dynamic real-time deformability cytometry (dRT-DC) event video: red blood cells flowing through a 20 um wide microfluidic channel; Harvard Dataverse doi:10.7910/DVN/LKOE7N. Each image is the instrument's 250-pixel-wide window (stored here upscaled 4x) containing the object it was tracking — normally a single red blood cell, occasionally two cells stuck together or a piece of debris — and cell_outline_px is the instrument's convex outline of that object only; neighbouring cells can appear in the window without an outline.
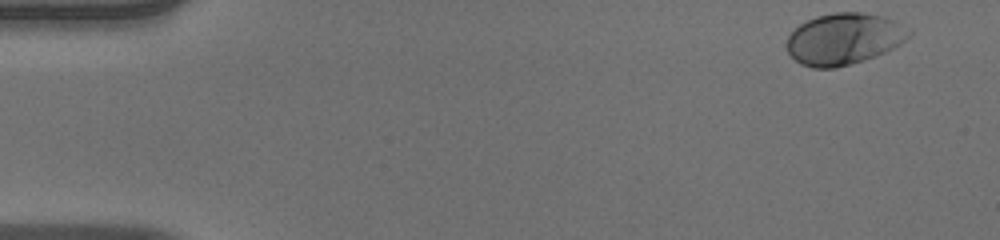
{"species": "human", "species_latin": "Homo sapiens", "temperature_condition": "warm", "stored_images_in_passage": 50, "camera_frame_rate_fps": 3000, "um_per_image_px": 0.085, "donor": {"sex": "male"}, "frame": {"image": 1, "passage_image": 1, "time_ms": 0.0, "image_size_px": [1000, 240], "cell_outline_px": [[912, 36], [900, 44], [876, 56], [864, 60], [836, 68], [812, 68], [800, 64], [788, 52], [784, 44], [788, 36], [800, 24], [816, 16], [836, 12], [860, 12], [884, 16], [912, 28]], "centroid_in_image_um": [71.76, 3.3], "position_along_channel_um": 13.2, "area_um2": 36.99}}
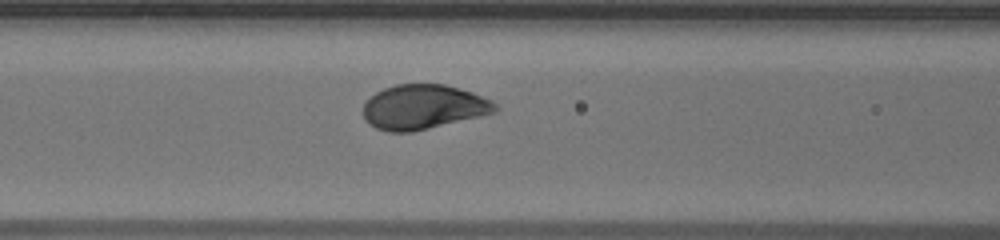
{"frame": {"image": 2, "passage_image": 20, "time_ms": 6.333, "image_size_px": [1000, 240], "cell_outline_px": [[500, 108], [496, 112], [480, 116], [412, 132], [388, 132], [376, 128], [364, 120], [364, 104], [376, 92], [384, 88], [396, 84], [444, 84], [472, 92], [492, 100]], "centroid_in_image_um": [36.0, 9.09], "position_along_channel_um": 130.6, "area_um2": 34.22}}
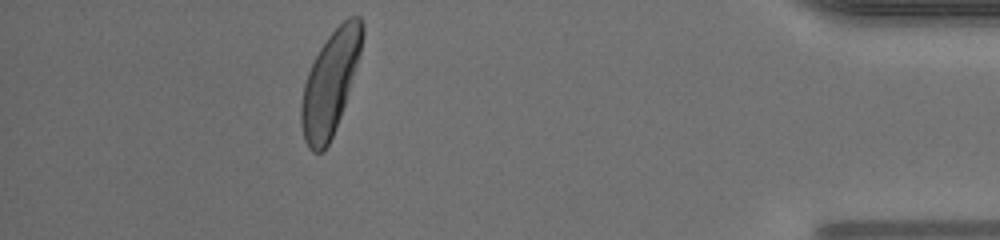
{"frame": {"image": 3, "passage_image": 45, "time_ms": 14.667, "image_size_px": [1000, 240], "cell_outline_px": [[364, 32], [360, 52], [344, 104], [340, 116], [332, 136], [324, 152], [312, 152], [308, 148], [304, 140], [300, 120], [300, 104], [304, 84], [308, 72], [320, 48], [328, 36], [348, 16], [360, 16], [364, 24]], "centroid_in_image_um": [28.04, 7.06], "position_along_channel_um": 407.2, "area_um2": 36.13}, "authors_computed_cell_mechanics": {"area_um2": 35.0846, "velocity_mm_per_s": 3.9075, "shape_relaxation_time_tau1_ms": 1.7439, "shape_relaxation_time_tau2_ms": null, "deformation_change_tau1": 0.1418, "deformation_change_tau2": null}}